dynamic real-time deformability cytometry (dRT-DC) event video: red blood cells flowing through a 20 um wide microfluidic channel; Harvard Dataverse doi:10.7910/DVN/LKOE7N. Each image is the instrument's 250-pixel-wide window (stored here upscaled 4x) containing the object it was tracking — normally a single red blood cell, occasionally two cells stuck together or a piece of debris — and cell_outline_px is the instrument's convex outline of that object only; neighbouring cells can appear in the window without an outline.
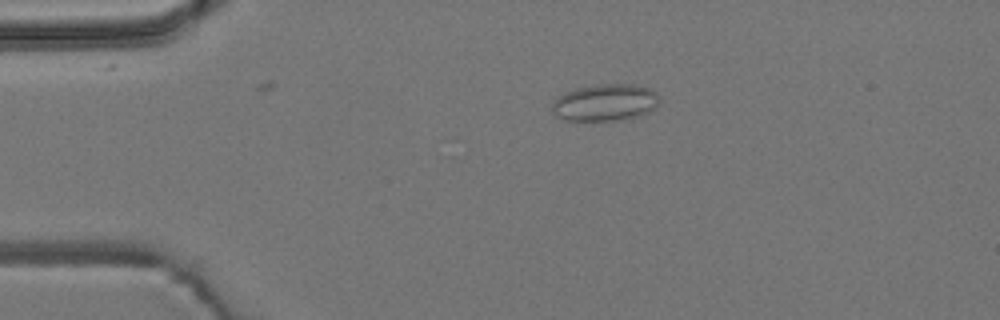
{"species": "common noctule bat (a hibernating species)", "species_latin": "Nyctalus noctula", "temperature_condition": "room temperature", "stored_images_in_passage": 4, "camera_frame_rate_fps": 3000, "um_per_image_px": 0.085, "animal": {"sex": "male", "body_mass_g": 19.2, "forearm_length_mm": 51.8}, "frame": {"image": 1, "passage_image": 3, "time_ms": 3.333, "image_size_px": [1000, 320], "cell_outline_px": [[660, 100], [656, 108], [648, 112], [636, 116], [620, 120], [564, 120], [556, 116], [552, 112], [552, 100], [564, 92], [576, 88], [600, 84], [632, 84], [648, 88], [656, 92], [660, 96]], "centroid_in_image_um": [51.42, 8.71], "position_along_channel_um": 33.6, "area_um2": 23.24}}